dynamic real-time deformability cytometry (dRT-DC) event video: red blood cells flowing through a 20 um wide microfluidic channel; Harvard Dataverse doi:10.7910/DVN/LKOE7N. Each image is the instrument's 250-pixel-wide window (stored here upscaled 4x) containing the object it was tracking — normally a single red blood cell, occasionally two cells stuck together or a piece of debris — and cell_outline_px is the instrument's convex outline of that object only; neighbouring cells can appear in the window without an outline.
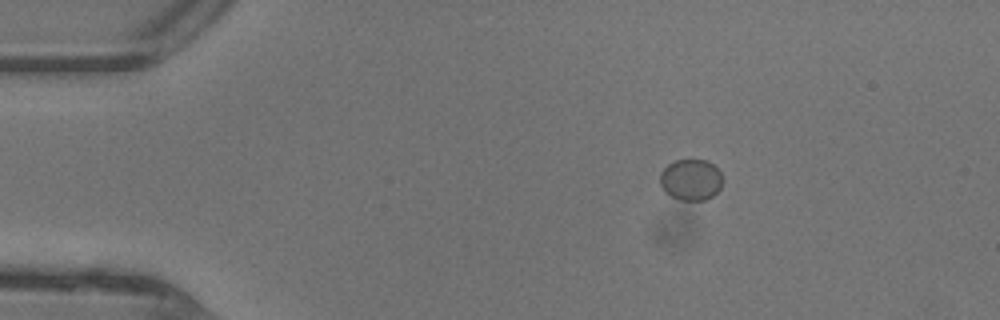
{"species": "common noctule bat (a hibernating species)", "species_latin": "Nyctalus noctula", "temperature_condition": "warm", "stored_images_in_passage": 40, "camera_frame_rate_fps": 3000, "um_per_image_px": 0.085, "animal": {"sex": "female"}, "frame": {"image": 1, "passage_image": 1, "time_ms": 0.0, "image_size_px": [1000, 320], "cell_outline_px": [[724, 180], [720, 188], [712, 196], [704, 200], [680, 200], [664, 192], [660, 184], [660, 172], [668, 164], [676, 160], [708, 160], [720, 172]], "centroid_in_image_um": [58.72, 15.27], "position_along_channel_um": 26.3, "area_um2": 15.09}}
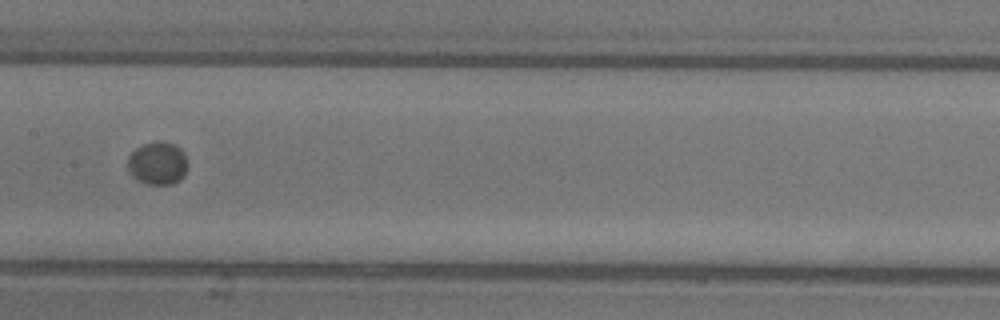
{"frame": {"image": 2, "passage_image": 17, "time_ms": 5.333, "image_size_px": [1000, 320], "cell_outline_px": [[188, 164], [184, 176], [180, 180], [172, 184], [148, 184], [140, 180], [128, 168], [128, 156], [136, 148], [144, 144], [172, 144], [180, 148], [184, 152]], "centroid_in_image_um": [13.44, 13.91], "position_along_channel_um": 194.0, "area_um2": 14.39}}
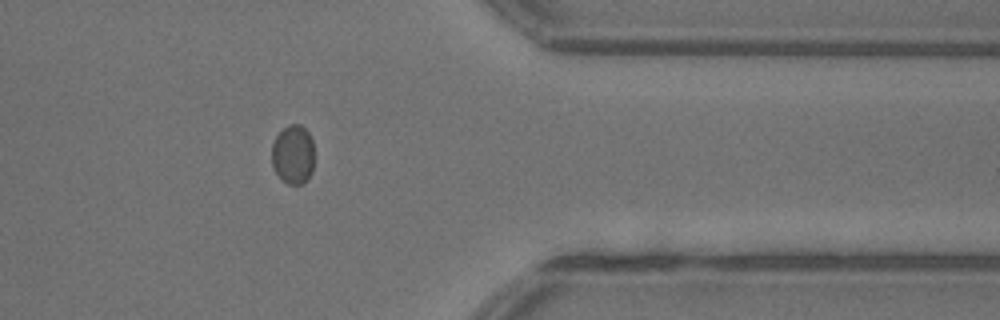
{"frame": {"image": 3, "passage_image": 31, "time_ms": 10.0, "image_size_px": [1000, 320], "cell_outline_px": [[312, 172], [300, 184], [288, 184], [276, 172], [272, 164], [272, 144], [276, 136], [288, 124], [300, 124], [308, 132], [312, 140]], "centroid_in_image_um": [24.89, 13.1], "position_along_channel_um": 386.5, "area_um2": 14.28}}